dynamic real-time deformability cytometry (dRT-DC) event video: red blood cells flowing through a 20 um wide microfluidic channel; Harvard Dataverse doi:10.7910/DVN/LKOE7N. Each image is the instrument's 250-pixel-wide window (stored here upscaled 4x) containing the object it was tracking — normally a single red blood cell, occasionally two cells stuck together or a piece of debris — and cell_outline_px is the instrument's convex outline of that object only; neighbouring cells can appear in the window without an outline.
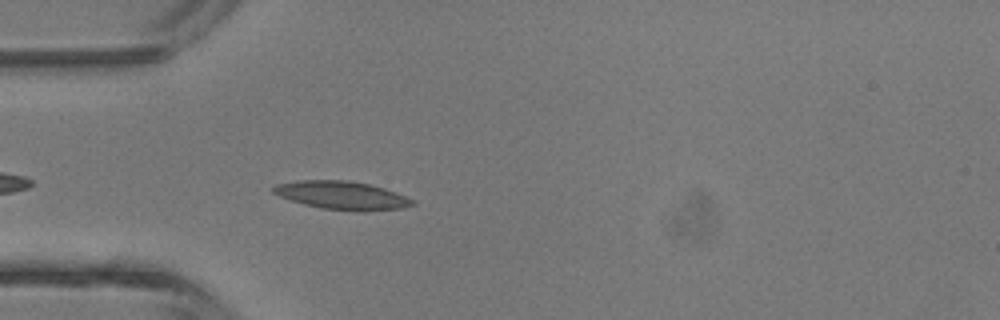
{"species": "common noctule bat (a hibernating species)", "species_latin": "Nyctalus noctula", "temperature_condition": "room temperature", "stored_images_in_passage": 4, "camera_frame_rate_fps": 3000, "um_per_image_px": 0.085, "animal": {"sex": "male", "body_mass_g": 13.3}, "frame": {"image": 1, "passage_image": 4, "time_ms": 4.333, "image_size_px": [1000, 320], "cell_outline_px": [[416, 204], [404, 208], [364, 212], [356, 212], [320, 208], [304, 204], [280, 196], [272, 192], [272, 188], [276, 184], [300, 180], [348, 180], [368, 184], [384, 188], [396, 192], [412, 200]], "centroid_in_image_um": [29.08, 16.62], "position_along_channel_um": 55.9, "area_um2": 23.0}}